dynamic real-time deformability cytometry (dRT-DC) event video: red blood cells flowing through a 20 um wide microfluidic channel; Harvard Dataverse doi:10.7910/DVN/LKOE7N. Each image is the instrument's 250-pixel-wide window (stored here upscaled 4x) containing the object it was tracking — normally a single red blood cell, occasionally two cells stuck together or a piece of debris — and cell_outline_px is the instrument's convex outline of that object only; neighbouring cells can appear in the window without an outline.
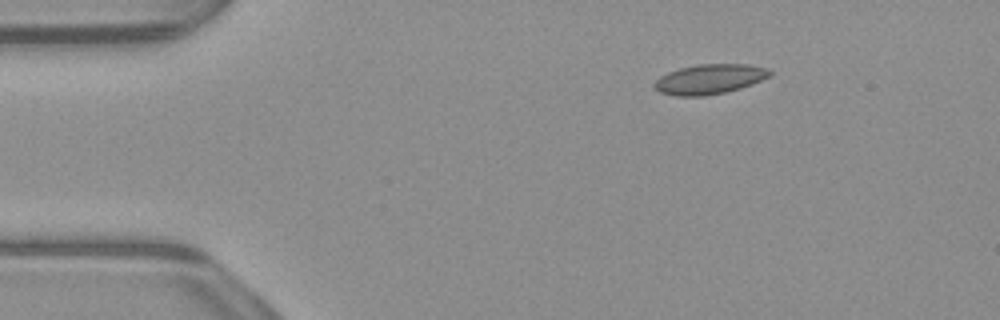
{"species": "common noctule bat (a hibernating species)", "species_latin": "Nyctalus noctula", "temperature_condition": "warm", "stored_images_in_passage": 45, "camera_frame_rate_fps": 3000, "um_per_image_px": 0.085, "animal": {"sex": "male", "body_mass_g": 23.1, "forearm_length_mm": 52.7}, "frame": {"image": 1, "passage_image": 1, "time_ms": 0.0, "image_size_px": [1000, 320], "cell_outline_px": [[772, 72], [768, 76], [752, 84], [728, 92], [704, 96], [676, 96], [660, 92], [652, 84], [660, 76], [668, 72], [680, 68], [696, 64], [748, 64], [768, 68]], "centroid_in_image_um": [60.3, 6.73], "position_along_channel_um": 24.7, "area_um2": 20.11}}
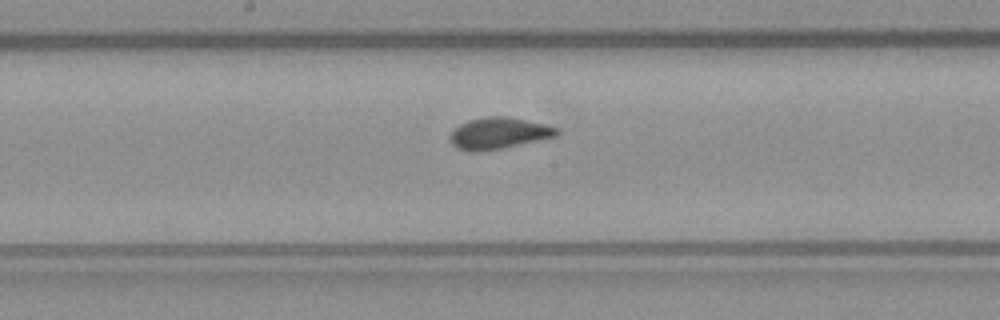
{"frame": {"image": 2, "passage_image": 20, "time_ms": 6.333, "image_size_px": [1000, 320], "cell_outline_px": [[560, 136], [500, 148], [476, 152], [472, 152], [456, 148], [448, 140], [448, 136], [452, 128], [468, 120], [488, 116], [504, 116], [544, 124], [560, 128]], "centroid_in_image_um": [42.36, 11.33], "position_along_channel_um": 205.8, "area_um2": 19.77}}
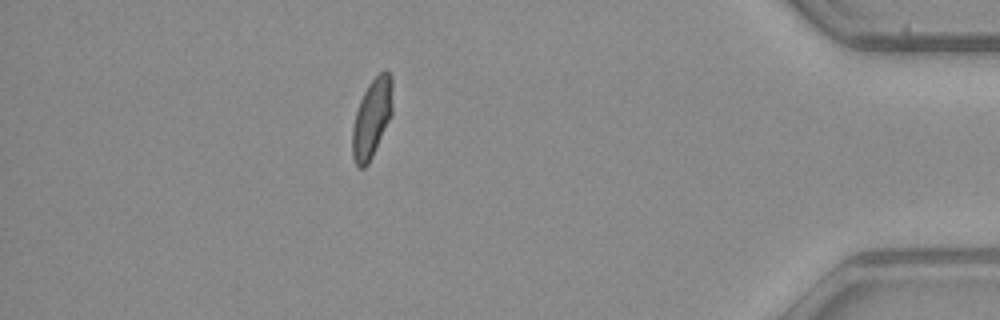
{"frame": {"image": 3, "passage_image": 39, "time_ms": 12.667, "image_size_px": [1000, 320], "cell_outline_px": [[392, 116], [368, 164], [364, 168], [360, 168], [356, 164], [352, 156], [352, 128], [356, 112], [360, 100], [368, 84], [380, 72], [388, 72], [392, 76]], "centroid_in_image_um": [31.61, 10.05], "position_along_channel_um": 403.6, "area_um2": 18.44}, "authors_computed_cell_mechanics": {"area_um2": 19.1318, "velocity_mm_per_s": 3.9233, "shape_relaxation_time_tau1_ms": null, "shape_relaxation_time_tau2_ms": 0.5426, "deformation_change_tau1": null, "deformation_change_tau2": 0.0526}}